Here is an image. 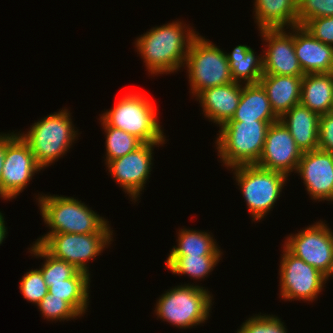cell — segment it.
Returning a JSON list of instances; mask_svg holds the SVG:
<instances>
[{
    "label": "cell",
    "mask_w": 333,
    "mask_h": 333,
    "mask_svg": "<svg viewBox=\"0 0 333 333\" xmlns=\"http://www.w3.org/2000/svg\"><path fill=\"white\" fill-rule=\"evenodd\" d=\"M193 28L177 19L156 25L135 39L137 54L151 75H167L184 67L191 42L199 34Z\"/></svg>",
    "instance_id": "6da1fadb"
},
{
    "label": "cell",
    "mask_w": 333,
    "mask_h": 333,
    "mask_svg": "<svg viewBox=\"0 0 333 333\" xmlns=\"http://www.w3.org/2000/svg\"><path fill=\"white\" fill-rule=\"evenodd\" d=\"M36 201L40 215L50 230L35 243L40 244L54 233H113L109 221L93 211L84 202L64 195L38 194Z\"/></svg>",
    "instance_id": "7a4b0ae2"
},
{
    "label": "cell",
    "mask_w": 333,
    "mask_h": 333,
    "mask_svg": "<svg viewBox=\"0 0 333 333\" xmlns=\"http://www.w3.org/2000/svg\"><path fill=\"white\" fill-rule=\"evenodd\" d=\"M75 128L70 110L64 107L38 119L26 133H17L29 145L37 165L44 169L63 157L75 143L79 135Z\"/></svg>",
    "instance_id": "3957f363"
},
{
    "label": "cell",
    "mask_w": 333,
    "mask_h": 333,
    "mask_svg": "<svg viewBox=\"0 0 333 333\" xmlns=\"http://www.w3.org/2000/svg\"><path fill=\"white\" fill-rule=\"evenodd\" d=\"M213 295L201 285L181 284L168 289L156 301L158 318L180 329L205 323L210 317Z\"/></svg>",
    "instance_id": "277c9868"
},
{
    "label": "cell",
    "mask_w": 333,
    "mask_h": 333,
    "mask_svg": "<svg viewBox=\"0 0 333 333\" xmlns=\"http://www.w3.org/2000/svg\"><path fill=\"white\" fill-rule=\"evenodd\" d=\"M273 123L255 120L223 124L214 142L222 165L229 169L257 164L268 128Z\"/></svg>",
    "instance_id": "5b68a950"
},
{
    "label": "cell",
    "mask_w": 333,
    "mask_h": 333,
    "mask_svg": "<svg viewBox=\"0 0 333 333\" xmlns=\"http://www.w3.org/2000/svg\"><path fill=\"white\" fill-rule=\"evenodd\" d=\"M141 93H126L100 117L109 125L136 136L143 143H165L166 136L157 118V109Z\"/></svg>",
    "instance_id": "8992f818"
},
{
    "label": "cell",
    "mask_w": 333,
    "mask_h": 333,
    "mask_svg": "<svg viewBox=\"0 0 333 333\" xmlns=\"http://www.w3.org/2000/svg\"><path fill=\"white\" fill-rule=\"evenodd\" d=\"M228 170L233 172V178L254 222L260 221L270 213L288 180L287 175L261 168L256 164L239 165Z\"/></svg>",
    "instance_id": "52a82bcc"
},
{
    "label": "cell",
    "mask_w": 333,
    "mask_h": 333,
    "mask_svg": "<svg viewBox=\"0 0 333 333\" xmlns=\"http://www.w3.org/2000/svg\"><path fill=\"white\" fill-rule=\"evenodd\" d=\"M184 68L192 97L204 89L234 82L224 50L200 34L191 42Z\"/></svg>",
    "instance_id": "ba28073f"
},
{
    "label": "cell",
    "mask_w": 333,
    "mask_h": 333,
    "mask_svg": "<svg viewBox=\"0 0 333 333\" xmlns=\"http://www.w3.org/2000/svg\"><path fill=\"white\" fill-rule=\"evenodd\" d=\"M114 233H54L48 235L40 245L55 258L65 260L78 270L88 274V262L111 245Z\"/></svg>",
    "instance_id": "9c48e42d"
},
{
    "label": "cell",
    "mask_w": 333,
    "mask_h": 333,
    "mask_svg": "<svg viewBox=\"0 0 333 333\" xmlns=\"http://www.w3.org/2000/svg\"><path fill=\"white\" fill-rule=\"evenodd\" d=\"M42 169L37 165L29 145L15 133H5V158L0 178V198L16 199L30 184L35 173Z\"/></svg>",
    "instance_id": "30bf717a"
},
{
    "label": "cell",
    "mask_w": 333,
    "mask_h": 333,
    "mask_svg": "<svg viewBox=\"0 0 333 333\" xmlns=\"http://www.w3.org/2000/svg\"><path fill=\"white\" fill-rule=\"evenodd\" d=\"M279 265V297L285 301H315L323 291L327 277L284 246Z\"/></svg>",
    "instance_id": "8fae6325"
},
{
    "label": "cell",
    "mask_w": 333,
    "mask_h": 333,
    "mask_svg": "<svg viewBox=\"0 0 333 333\" xmlns=\"http://www.w3.org/2000/svg\"><path fill=\"white\" fill-rule=\"evenodd\" d=\"M283 246L326 277L333 268V232L324 221H316L286 237Z\"/></svg>",
    "instance_id": "7c38bea8"
},
{
    "label": "cell",
    "mask_w": 333,
    "mask_h": 333,
    "mask_svg": "<svg viewBox=\"0 0 333 333\" xmlns=\"http://www.w3.org/2000/svg\"><path fill=\"white\" fill-rule=\"evenodd\" d=\"M166 143H143L136 150L109 161L106 164L108 173L114 182L129 195L134 203L139 200L141 192L152 171L154 148Z\"/></svg>",
    "instance_id": "4fadbf2b"
},
{
    "label": "cell",
    "mask_w": 333,
    "mask_h": 333,
    "mask_svg": "<svg viewBox=\"0 0 333 333\" xmlns=\"http://www.w3.org/2000/svg\"><path fill=\"white\" fill-rule=\"evenodd\" d=\"M289 31V32H288ZM260 36L265 42L263 75H283L303 77L294 48V27L278 29H260Z\"/></svg>",
    "instance_id": "5bb4252c"
},
{
    "label": "cell",
    "mask_w": 333,
    "mask_h": 333,
    "mask_svg": "<svg viewBox=\"0 0 333 333\" xmlns=\"http://www.w3.org/2000/svg\"><path fill=\"white\" fill-rule=\"evenodd\" d=\"M302 150L295 143L286 126L279 120L268 128L264 147L257 166L281 172L288 177L296 173Z\"/></svg>",
    "instance_id": "9a60e30c"
},
{
    "label": "cell",
    "mask_w": 333,
    "mask_h": 333,
    "mask_svg": "<svg viewBox=\"0 0 333 333\" xmlns=\"http://www.w3.org/2000/svg\"><path fill=\"white\" fill-rule=\"evenodd\" d=\"M315 201H333V154L320 149L303 152L296 169Z\"/></svg>",
    "instance_id": "2e32d148"
},
{
    "label": "cell",
    "mask_w": 333,
    "mask_h": 333,
    "mask_svg": "<svg viewBox=\"0 0 333 333\" xmlns=\"http://www.w3.org/2000/svg\"><path fill=\"white\" fill-rule=\"evenodd\" d=\"M243 83L231 82L225 85L204 89L196 100L209 120L221 127L230 121L239 105Z\"/></svg>",
    "instance_id": "e0dca14e"
},
{
    "label": "cell",
    "mask_w": 333,
    "mask_h": 333,
    "mask_svg": "<svg viewBox=\"0 0 333 333\" xmlns=\"http://www.w3.org/2000/svg\"><path fill=\"white\" fill-rule=\"evenodd\" d=\"M294 48L304 74L333 73V46L315 39L303 26H294Z\"/></svg>",
    "instance_id": "ac0fdd59"
},
{
    "label": "cell",
    "mask_w": 333,
    "mask_h": 333,
    "mask_svg": "<svg viewBox=\"0 0 333 333\" xmlns=\"http://www.w3.org/2000/svg\"><path fill=\"white\" fill-rule=\"evenodd\" d=\"M259 83L266 91L271 108L279 119L293 106L300 104L302 77L262 75Z\"/></svg>",
    "instance_id": "d6986e66"
},
{
    "label": "cell",
    "mask_w": 333,
    "mask_h": 333,
    "mask_svg": "<svg viewBox=\"0 0 333 333\" xmlns=\"http://www.w3.org/2000/svg\"><path fill=\"white\" fill-rule=\"evenodd\" d=\"M320 115L298 104L279 120L289 130L302 152L318 149Z\"/></svg>",
    "instance_id": "ffe728a7"
},
{
    "label": "cell",
    "mask_w": 333,
    "mask_h": 333,
    "mask_svg": "<svg viewBox=\"0 0 333 333\" xmlns=\"http://www.w3.org/2000/svg\"><path fill=\"white\" fill-rule=\"evenodd\" d=\"M253 5L258 30L298 26L297 0H254Z\"/></svg>",
    "instance_id": "44dd1931"
},
{
    "label": "cell",
    "mask_w": 333,
    "mask_h": 333,
    "mask_svg": "<svg viewBox=\"0 0 333 333\" xmlns=\"http://www.w3.org/2000/svg\"><path fill=\"white\" fill-rule=\"evenodd\" d=\"M277 122L266 91L260 83L243 84L239 105L228 122L243 121Z\"/></svg>",
    "instance_id": "7402d4cb"
},
{
    "label": "cell",
    "mask_w": 333,
    "mask_h": 333,
    "mask_svg": "<svg viewBox=\"0 0 333 333\" xmlns=\"http://www.w3.org/2000/svg\"><path fill=\"white\" fill-rule=\"evenodd\" d=\"M333 73H310L302 77L300 104L322 115L331 111Z\"/></svg>",
    "instance_id": "603a6c76"
},
{
    "label": "cell",
    "mask_w": 333,
    "mask_h": 333,
    "mask_svg": "<svg viewBox=\"0 0 333 333\" xmlns=\"http://www.w3.org/2000/svg\"><path fill=\"white\" fill-rule=\"evenodd\" d=\"M255 51L247 45H237L226 57L234 82L259 83L263 75L262 54L255 56Z\"/></svg>",
    "instance_id": "cb8c5ba5"
},
{
    "label": "cell",
    "mask_w": 333,
    "mask_h": 333,
    "mask_svg": "<svg viewBox=\"0 0 333 333\" xmlns=\"http://www.w3.org/2000/svg\"><path fill=\"white\" fill-rule=\"evenodd\" d=\"M90 274L78 271L72 278L52 283L48 293L67 301L81 316L87 312L90 293Z\"/></svg>",
    "instance_id": "d4e9b609"
},
{
    "label": "cell",
    "mask_w": 333,
    "mask_h": 333,
    "mask_svg": "<svg viewBox=\"0 0 333 333\" xmlns=\"http://www.w3.org/2000/svg\"><path fill=\"white\" fill-rule=\"evenodd\" d=\"M177 246H173L169 255H222V249L213 239L212 233L195 229H179Z\"/></svg>",
    "instance_id": "484cf974"
},
{
    "label": "cell",
    "mask_w": 333,
    "mask_h": 333,
    "mask_svg": "<svg viewBox=\"0 0 333 333\" xmlns=\"http://www.w3.org/2000/svg\"><path fill=\"white\" fill-rule=\"evenodd\" d=\"M222 255H168L165 266L173 274L188 275L193 280L205 279L220 262Z\"/></svg>",
    "instance_id": "4316f807"
},
{
    "label": "cell",
    "mask_w": 333,
    "mask_h": 333,
    "mask_svg": "<svg viewBox=\"0 0 333 333\" xmlns=\"http://www.w3.org/2000/svg\"><path fill=\"white\" fill-rule=\"evenodd\" d=\"M29 252L36 258H43L44 264L42 263L41 271L44 281L49 287L52 283H59L66 279L72 278L79 270L72 264L55 258L50 255L40 244L33 242Z\"/></svg>",
    "instance_id": "83f0119b"
},
{
    "label": "cell",
    "mask_w": 333,
    "mask_h": 333,
    "mask_svg": "<svg viewBox=\"0 0 333 333\" xmlns=\"http://www.w3.org/2000/svg\"><path fill=\"white\" fill-rule=\"evenodd\" d=\"M99 120L106 136V159H104L105 165L109 161L122 157L129 152L136 150L143 144V142L136 136L131 135L121 129L109 126L101 117Z\"/></svg>",
    "instance_id": "f1b7e54d"
},
{
    "label": "cell",
    "mask_w": 333,
    "mask_h": 333,
    "mask_svg": "<svg viewBox=\"0 0 333 333\" xmlns=\"http://www.w3.org/2000/svg\"><path fill=\"white\" fill-rule=\"evenodd\" d=\"M41 316L48 321H69L76 320L81 316L67 301L47 293L37 305Z\"/></svg>",
    "instance_id": "f546056e"
},
{
    "label": "cell",
    "mask_w": 333,
    "mask_h": 333,
    "mask_svg": "<svg viewBox=\"0 0 333 333\" xmlns=\"http://www.w3.org/2000/svg\"><path fill=\"white\" fill-rule=\"evenodd\" d=\"M284 322L273 314H255L241 324L237 333H287Z\"/></svg>",
    "instance_id": "4dcf8cb0"
},
{
    "label": "cell",
    "mask_w": 333,
    "mask_h": 333,
    "mask_svg": "<svg viewBox=\"0 0 333 333\" xmlns=\"http://www.w3.org/2000/svg\"><path fill=\"white\" fill-rule=\"evenodd\" d=\"M19 285L23 298L36 306L48 293V287L39 269L27 271L20 280Z\"/></svg>",
    "instance_id": "1f68e13d"
},
{
    "label": "cell",
    "mask_w": 333,
    "mask_h": 333,
    "mask_svg": "<svg viewBox=\"0 0 333 333\" xmlns=\"http://www.w3.org/2000/svg\"><path fill=\"white\" fill-rule=\"evenodd\" d=\"M333 16V0H297L298 25L315 18Z\"/></svg>",
    "instance_id": "d6a6232c"
},
{
    "label": "cell",
    "mask_w": 333,
    "mask_h": 333,
    "mask_svg": "<svg viewBox=\"0 0 333 333\" xmlns=\"http://www.w3.org/2000/svg\"><path fill=\"white\" fill-rule=\"evenodd\" d=\"M302 26L315 39L333 46V16L311 19Z\"/></svg>",
    "instance_id": "836d02e7"
},
{
    "label": "cell",
    "mask_w": 333,
    "mask_h": 333,
    "mask_svg": "<svg viewBox=\"0 0 333 333\" xmlns=\"http://www.w3.org/2000/svg\"><path fill=\"white\" fill-rule=\"evenodd\" d=\"M318 149L333 154V113L320 115Z\"/></svg>",
    "instance_id": "e575fe53"
},
{
    "label": "cell",
    "mask_w": 333,
    "mask_h": 333,
    "mask_svg": "<svg viewBox=\"0 0 333 333\" xmlns=\"http://www.w3.org/2000/svg\"><path fill=\"white\" fill-rule=\"evenodd\" d=\"M5 158V133H0V178L3 170V163Z\"/></svg>",
    "instance_id": "d590c367"
},
{
    "label": "cell",
    "mask_w": 333,
    "mask_h": 333,
    "mask_svg": "<svg viewBox=\"0 0 333 333\" xmlns=\"http://www.w3.org/2000/svg\"><path fill=\"white\" fill-rule=\"evenodd\" d=\"M4 215L0 211V245L2 242L5 240L8 232H7V227L5 226V220H4Z\"/></svg>",
    "instance_id": "8d00e7d4"
},
{
    "label": "cell",
    "mask_w": 333,
    "mask_h": 333,
    "mask_svg": "<svg viewBox=\"0 0 333 333\" xmlns=\"http://www.w3.org/2000/svg\"><path fill=\"white\" fill-rule=\"evenodd\" d=\"M330 277H333V268H332V271L330 272V274L327 277V281H329Z\"/></svg>",
    "instance_id": "74e56055"
},
{
    "label": "cell",
    "mask_w": 333,
    "mask_h": 333,
    "mask_svg": "<svg viewBox=\"0 0 333 333\" xmlns=\"http://www.w3.org/2000/svg\"><path fill=\"white\" fill-rule=\"evenodd\" d=\"M333 113V97H332V105H331V111Z\"/></svg>",
    "instance_id": "f35d334b"
}]
</instances>
